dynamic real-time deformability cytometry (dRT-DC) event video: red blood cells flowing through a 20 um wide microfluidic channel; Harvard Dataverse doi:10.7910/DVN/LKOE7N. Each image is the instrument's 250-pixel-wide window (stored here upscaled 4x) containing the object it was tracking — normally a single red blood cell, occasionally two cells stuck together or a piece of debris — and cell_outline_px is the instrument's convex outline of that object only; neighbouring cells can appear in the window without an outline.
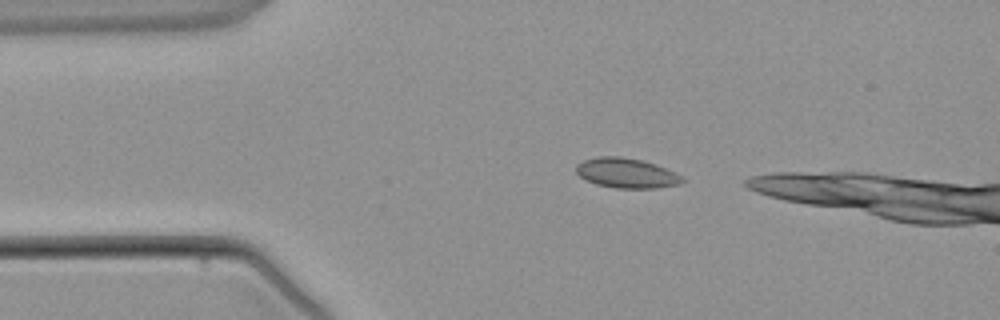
{"species": "common noctule bat (a hibernating species)", "species_latin": "Nyctalus noctula", "temperature_condition": "warm", "stored_images_in_passage": 3, "camera_frame_rate_fps": 3000, "um_per_image_px": 0.085, "animal": {"sex": "male", "body_mass_g": 21.5, "forearm_length_mm": 52.0}, "frame": {"image": 1, "passage_image": 2, "time_ms": 1.0, "image_size_px": [1000, 320], "cell_outline_px": [[688, 180], [680, 184], [656, 188], [616, 188], [596, 184], [584, 180], [576, 172], [576, 164], [584, 160], [596, 156], [620, 156], [640, 160], [656, 164], [676, 172]], "centroid_in_image_um": [53.27, 14.71], "position_along_channel_um": 31.7, "area_um2": 18.73}}